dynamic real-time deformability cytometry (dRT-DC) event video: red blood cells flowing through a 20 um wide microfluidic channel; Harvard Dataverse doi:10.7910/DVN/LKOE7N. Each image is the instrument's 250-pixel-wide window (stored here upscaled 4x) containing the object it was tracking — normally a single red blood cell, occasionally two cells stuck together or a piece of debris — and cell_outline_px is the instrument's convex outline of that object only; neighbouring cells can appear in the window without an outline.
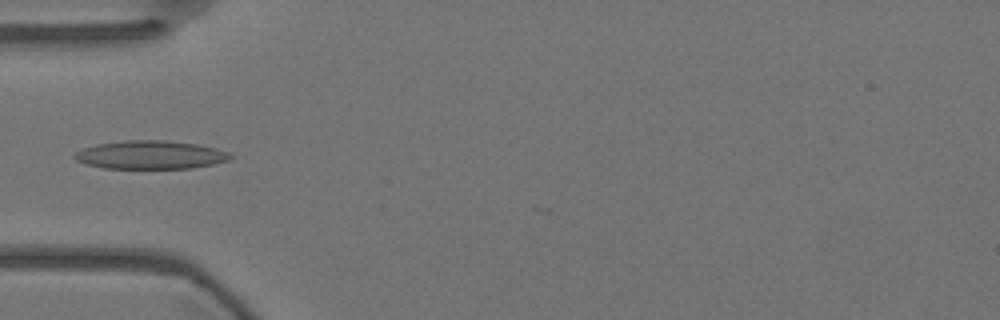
{"species": "Egyptian fruit bat (a non-hibernating species)", "species_latin": "Rousettus aegyptiacus", "temperature_condition": "warm", "stored_images_in_passage": 3, "camera_frame_rate_fps": 3000, "um_per_image_px": 0.085, "animal": {"sex": "female"}, "frame": {"image": 1, "passage_image": 1, "time_ms": 0.0, "image_size_px": [1000, 320], "cell_outline_px": [[232, 156], [228, 160], [212, 164], [192, 168], [104, 168], [84, 164], [76, 160], [72, 156], [76, 152], [84, 148], [96, 144], [128, 140], [164, 140], [196, 144], [216, 148], [228, 152]], "centroid_in_image_um": [12.76, 13.16], "position_along_channel_um": 72.2, "area_um2": 25.61}}